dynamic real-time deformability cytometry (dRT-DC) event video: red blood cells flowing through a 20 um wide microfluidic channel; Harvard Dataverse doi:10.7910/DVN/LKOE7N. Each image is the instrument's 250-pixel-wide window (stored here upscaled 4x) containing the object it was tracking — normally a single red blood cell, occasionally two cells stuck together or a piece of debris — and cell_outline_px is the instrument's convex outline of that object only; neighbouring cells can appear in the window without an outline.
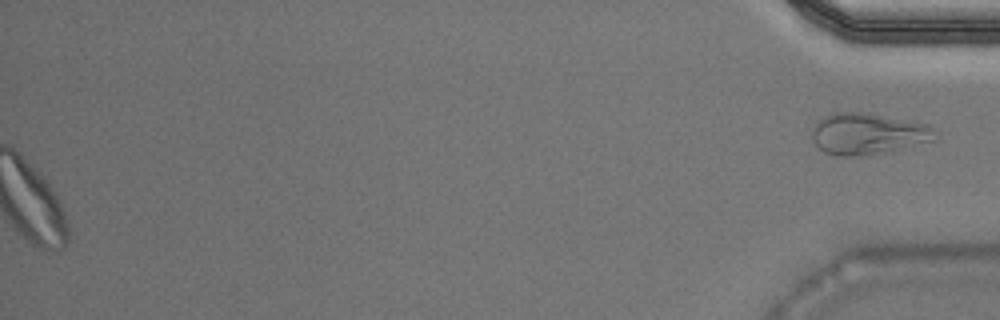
{"species": "Egyptian fruit bat (a non-hibernating species)", "species_latin": "Rousettus aegyptiacus", "temperature_condition": "warm", "stored_images_in_passage": 33, "segment_of_instrument_passage": [2, 2], "camera_frame_rate_fps": 3000, "um_per_image_px": 0.085, "animal": {"sex": "male"}, "frame": {"image": 1, "passage_image": 33, "time_ms": 10.667, "image_size_px": [1000, 320], "cell_outline_px": [[936, 140], [856, 156], [836, 156], [824, 152], [812, 140], [812, 128], [816, 120], [832, 112], [868, 112], [928, 124], [936, 128]], "centroid_in_image_um": [73.73, 11.33], "position_along_channel_um": 361.5, "area_um2": 29.54}}